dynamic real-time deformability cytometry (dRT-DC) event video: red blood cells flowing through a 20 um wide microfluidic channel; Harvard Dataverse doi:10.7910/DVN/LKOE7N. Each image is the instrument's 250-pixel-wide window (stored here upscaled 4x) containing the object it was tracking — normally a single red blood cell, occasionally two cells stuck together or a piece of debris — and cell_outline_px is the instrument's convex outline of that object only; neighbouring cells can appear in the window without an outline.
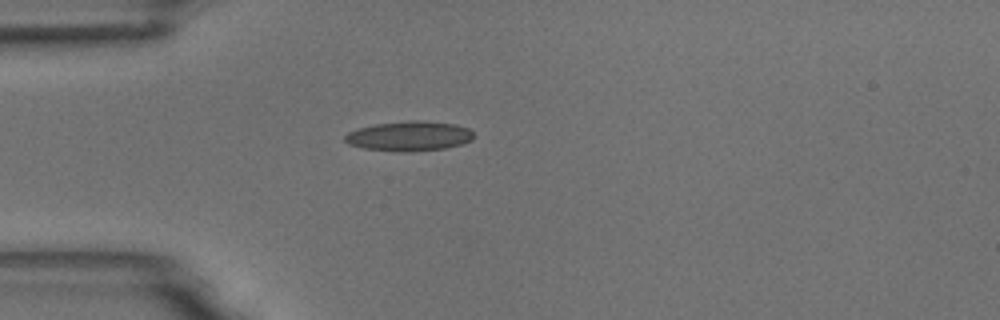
{"species": "common noctule bat (a hibernating species)", "species_latin": "Nyctalus noctula", "temperature_condition": "room temperature", "stored_images_in_passage": 40, "camera_frame_rate_fps": 3000, "um_per_image_px": 0.085, "animal": {"sex": "male", "body_mass_g": 18.8}, "frame": {"image": 1, "passage_image": 1, "time_ms": 0.0, "image_size_px": [1000, 320], "cell_outline_px": [[476, 136], [472, 140], [464, 144], [444, 148], [408, 152], [396, 152], [364, 148], [348, 144], [344, 140], [344, 136], [348, 132], [360, 128], [376, 124], [408, 120], [420, 120], [456, 124], [468, 128]], "centroid_in_image_um": [34.81, 11.57], "position_along_channel_um": 50.2, "area_um2": 22.54}}
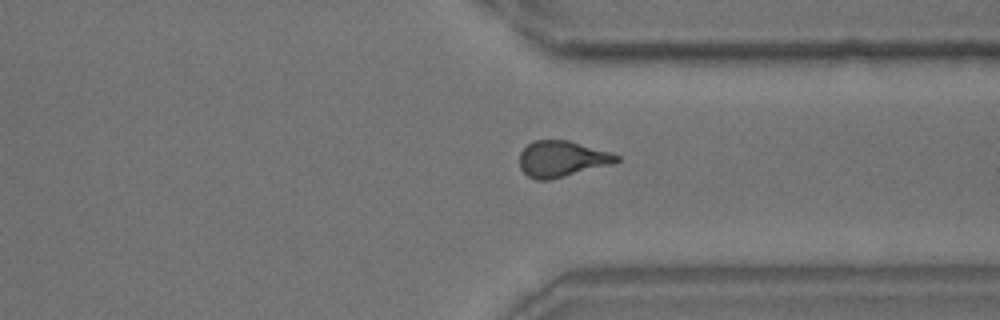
{"frame": {"image": 2, "passage_image": 27, "time_ms": 8.667, "image_size_px": [1000, 320], "cell_outline_px": [[620, 160], [612, 164], [548, 180], [536, 180], [528, 176], [520, 168], [520, 152], [532, 140], [568, 140], [608, 152], [620, 156]], "centroid_in_image_um": [47.73, 13.5], "position_along_channel_um": 363.7, "area_um2": 20.11}}
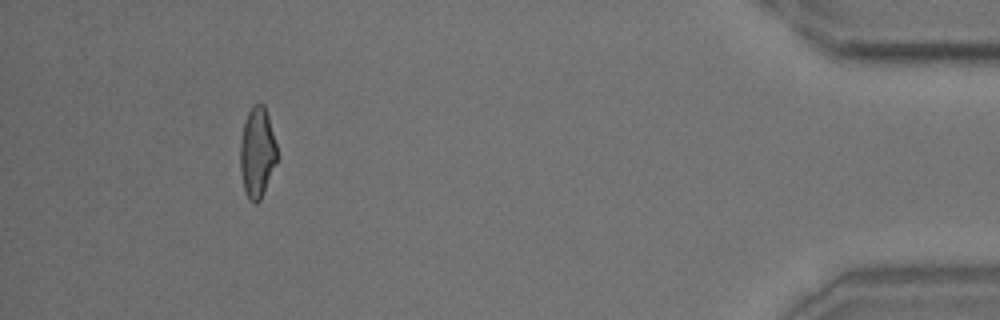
{"frame": {"image": 3, "passage_image": 36, "time_ms": 11.667, "image_size_px": [1000, 320], "cell_outline_px": [[280, 156], [264, 192], [260, 200], [256, 204], [248, 200], [244, 188], [240, 172], [240, 140], [244, 124], [248, 112], [256, 104], [264, 104], [268, 116]], "centroid_in_image_um": [21.88, 13.01], "position_along_channel_um": 413.3, "area_um2": 19.65}, "authors_computed_cell_mechanics": {"area_um2": 20.2878, "velocity_mm_per_s": 3.735, "shape_relaxation_time_tau1_ms": 6.1018, "shape_relaxation_time_tau2_ms": 1.6779, "deformation_change_tau1": 0.163, "deformation_change_tau2": 0.0923}}